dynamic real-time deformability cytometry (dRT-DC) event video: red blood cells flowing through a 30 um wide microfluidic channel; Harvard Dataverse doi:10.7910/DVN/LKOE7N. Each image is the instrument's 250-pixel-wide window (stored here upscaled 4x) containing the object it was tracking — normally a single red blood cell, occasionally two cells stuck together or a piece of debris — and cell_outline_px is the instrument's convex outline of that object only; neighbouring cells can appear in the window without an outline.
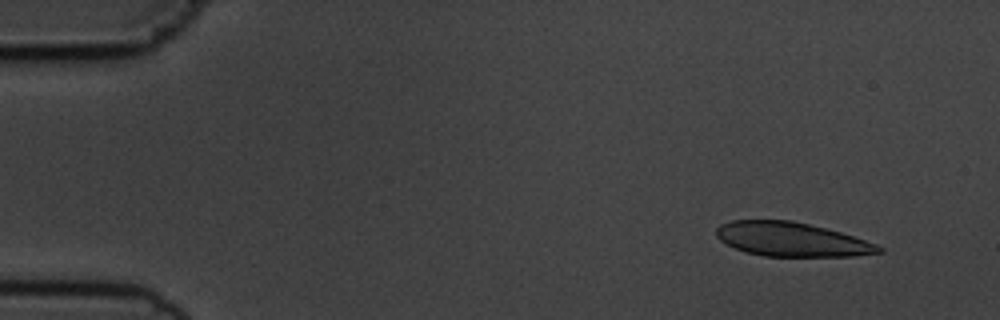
{"species": "common noctule bat (a hibernating species)", "species_latin": "Nyctalus noctula", "temperature_condition": "cold", "stored_images_in_passage": 5, "camera_frame_rate_fps": 3000, "um_per_image_px": 0.085, "animal": {"sex": "male", "body_mass_g": 19.5, "forearm_length_mm": 54.6}, "frame": {"image": 1, "passage_image": 2, "time_ms": 1.0, "image_size_px": [1000, 320], "cell_outline_px": [[884, 252], [852, 256], [764, 256], [744, 252], [720, 240], [716, 236], [716, 228], [720, 224], [732, 220], [792, 220], [840, 232], [876, 244], [884, 248]], "centroid_in_image_um": [67.26, 20.35], "position_along_channel_um": 17.7, "area_um2": 32.08}}